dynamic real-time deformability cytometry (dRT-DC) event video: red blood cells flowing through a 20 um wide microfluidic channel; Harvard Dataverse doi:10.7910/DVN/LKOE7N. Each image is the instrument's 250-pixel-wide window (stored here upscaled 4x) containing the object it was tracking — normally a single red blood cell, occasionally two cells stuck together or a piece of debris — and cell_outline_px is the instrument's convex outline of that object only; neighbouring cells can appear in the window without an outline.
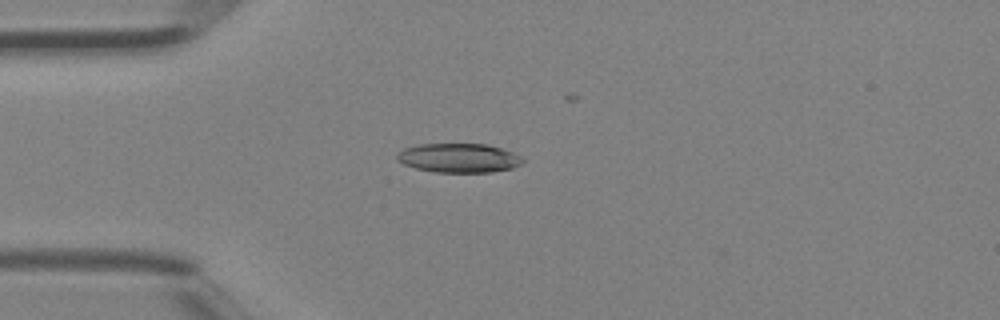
{"species": "Egyptian fruit bat (a non-hibernating species)", "species_latin": "Rousettus aegyptiacus", "temperature_condition": "room temperature", "stored_images_in_passage": 5, "camera_frame_rate_fps": 3000, "um_per_image_px": 0.085, "animal": {"sex": "female"}, "frame": {"image": 1, "passage_image": 1, "time_ms": 0.0, "image_size_px": [1000, 320], "cell_outline_px": [[524, 160], [520, 164], [512, 168], [492, 172], [432, 172], [416, 168], [404, 164], [396, 160], [396, 156], [404, 148], [420, 144], [488, 144], [512, 152], [520, 156]], "centroid_in_image_um": [38.98, 13.43], "position_along_channel_um": 46.0, "area_um2": 21.27}}
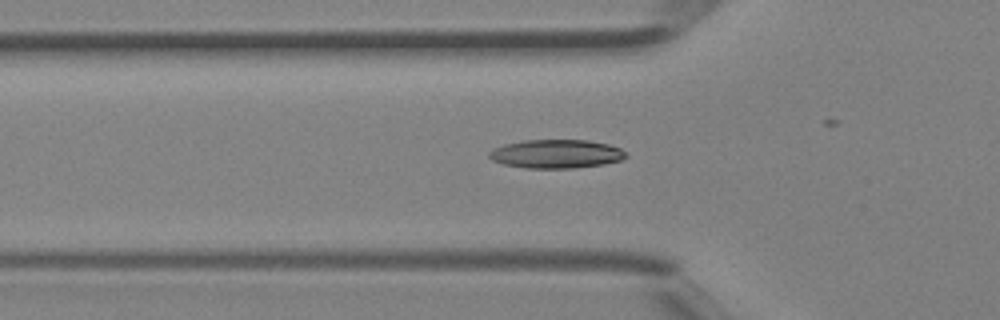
{"frame": {"image": 2, "passage_image": 4, "time_ms": 1.0, "image_size_px": [1000, 320], "cell_outline_px": [[628, 156], [620, 160], [604, 164], [572, 168], [524, 168], [504, 164], [492, 160], [488, 156], [488, 152], [492, 148], [504, 144], [524, 140], [588, 140], [608, 144], [620, 148], [628, 152]], "centroid_in_image_um": [47.27, 13.07], "position_along_channel_um": 78.5, "area_um2": 23.0}}